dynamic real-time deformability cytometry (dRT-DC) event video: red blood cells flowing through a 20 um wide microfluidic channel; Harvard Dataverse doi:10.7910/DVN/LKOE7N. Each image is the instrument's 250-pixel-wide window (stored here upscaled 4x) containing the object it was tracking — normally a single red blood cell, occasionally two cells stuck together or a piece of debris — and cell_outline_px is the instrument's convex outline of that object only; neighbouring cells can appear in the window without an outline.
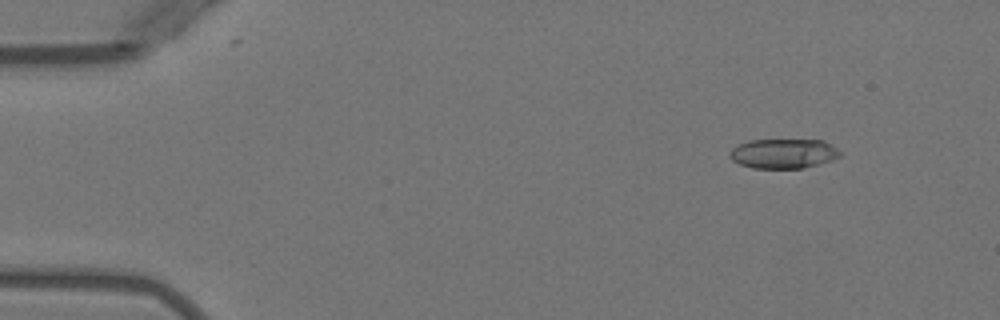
{"species": "Egyptian fruit bat (a non-hibernating species)", "species_latin": "Rousettus aegyptiacus", "temperature_condition": "warm", "stored_images_in_passage": 5, "segment_of_instrument_passage": [2, 2], "camera_frame_rate_fps": 3000, "um_per_image_px": 0.085, "animal": {"sex": "female"}, "frame": {"image": 1, "passage_image": 5, "time_ms": 4.667, "image_size_px": [1000, 320], "cell_outline_px": [[840, 156], [832, 160], [820, 164], [804, 168], [752, 168], [740, 164], [732, 160], [728, 156], [728, 152], [732, 148], [748, 140], [824, 140], [836, 148], [840, 152]], "centroid_in_image_um": [66.57, 13.05], "position_along_channel_um": 18.4, "area_um2": 19.13}}